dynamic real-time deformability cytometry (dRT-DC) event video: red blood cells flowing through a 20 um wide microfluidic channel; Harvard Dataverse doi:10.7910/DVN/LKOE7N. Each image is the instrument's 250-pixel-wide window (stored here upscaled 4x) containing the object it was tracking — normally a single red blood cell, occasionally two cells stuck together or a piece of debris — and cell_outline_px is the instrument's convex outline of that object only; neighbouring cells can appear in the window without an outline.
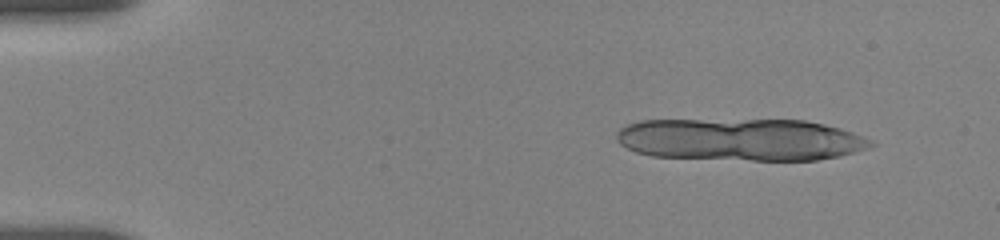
{"species": "human", "species_latin": "Homo sapiens", "temperature_condition": "room temperature", "stored_images_in_passage": 24, "camera_frame_rate_fps": 3000, "um_per_image_px": 0.085, "donor": {"sex": "female"}, "frame": {"image": 1, "passage_image": 8, "time_ms": 1.333, "image_size_px": [1000, 240], "cell_outline_px": [[876, 144], [868, 148], [840, 156], [816, 160], [752, 160], [652, 156], [636, 152], [620, 144], [616, 140], [616, 132], [620, 128], [628, 124], [640, 120], [804, 120], [824, 124], [840, 128], [852, 132], [872, 140]], "centroid_in_image_um": [62.95, 11.86], "position_along_channel_um": 22.1, "area_um2": 62.71}}